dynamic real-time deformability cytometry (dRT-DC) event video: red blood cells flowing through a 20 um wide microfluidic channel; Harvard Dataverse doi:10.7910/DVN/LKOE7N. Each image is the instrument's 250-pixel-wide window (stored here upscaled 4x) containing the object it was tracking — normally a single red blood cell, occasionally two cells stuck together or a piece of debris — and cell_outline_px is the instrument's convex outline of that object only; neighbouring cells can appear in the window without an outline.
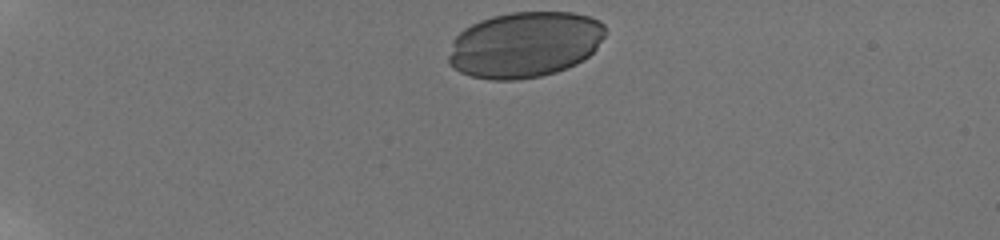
{"species": "human", "species_latin": "Homo sapiens", "temperature_condition": "room temperature", "stored_images_in_passage": 38, "camera_frame_rate_fps": 3000, "um_per_image_px": 0.085, "donor": {"sex": "male"}, "frame": {"image": 1, "passage_image": 1, "time_ms": 0.0, "image_size_px": [1000, 240], "cell_outline_px": [[604, 36], [596, 48], [588, 56], [576, 64], [556, 72], [540, 76], [516, 80], [492, 80], [472, 76], [460, 72], [452, 68], [448, 64], [448, 56], [452, 40], [464, 28], [480, 20], [492, 16], [512, 12], [572, 12], [588, 16], [600, 20], [604, 24]], "centroid_in_image_um": [44.57, 3.79], "position_along_channel_um": 40.4, "area_um2": 60.34}}